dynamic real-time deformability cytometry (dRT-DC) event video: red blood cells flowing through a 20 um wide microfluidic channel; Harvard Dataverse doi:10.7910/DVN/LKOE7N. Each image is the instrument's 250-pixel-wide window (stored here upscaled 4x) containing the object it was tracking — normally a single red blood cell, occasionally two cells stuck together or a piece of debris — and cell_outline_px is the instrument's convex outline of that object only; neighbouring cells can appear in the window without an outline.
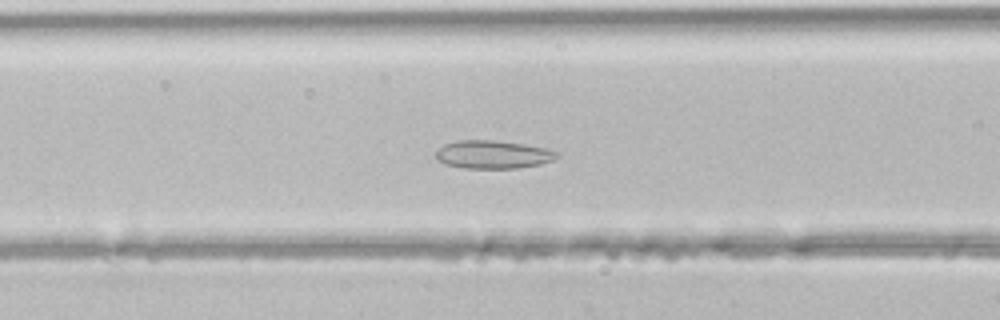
{"species": "common noctule bat (a hibernating species)", "species_latin": "Nyctalus noctula", "temperature_condition": "room temperature", "stored_images_in_passage": 46, "segment_of_instrument_passage": [1, 2], "camera_frame_rate_fps": 3000, "um_per_image_px": 0.085, "animal": {"sex": "male", "body_mass_g": 21.5, "forearm_length_mm": 52.0}, "frame": {"image": 1, "passage_image": 18, "time_ms": 5.667, "image_size_px": [1000, 320], "cell_outline_px": [[560, 156], [552, 160], [540, 164], [516, 168], [464, 168], [444, 164], [436, 160], [436, 152], [444, 144], [456, 140], [492, 140], [524, 144], [548, 148], [560, 152]], "centroid_in_image_um": [41.91, 13.13], "position_along_channel_um": 124.7, "area_um2": 20.0}}
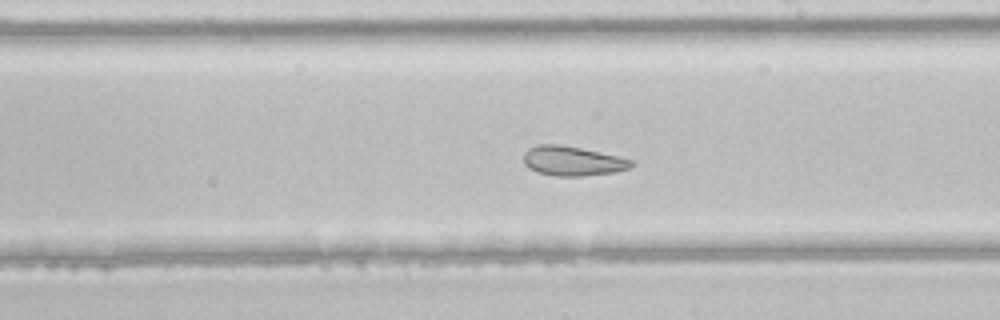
{"frame": {"image": 2, "passage_image": 26, "time_ms": 8.333, "image_size_px": [1000, 320], "cell_outline_px": [[636, 164], [632, 168], [616, 172], [584, 176], [552, 176], [536, 172], [528, 168], [524, 164], [524, 152], [528, 148], [540, 144], [560, 144], [600, 152], [632, 160]], "centroid_in_image_um": [48.67, 13.7], "position_along_channel_um": 240.3, "area_um2": 18.79}}
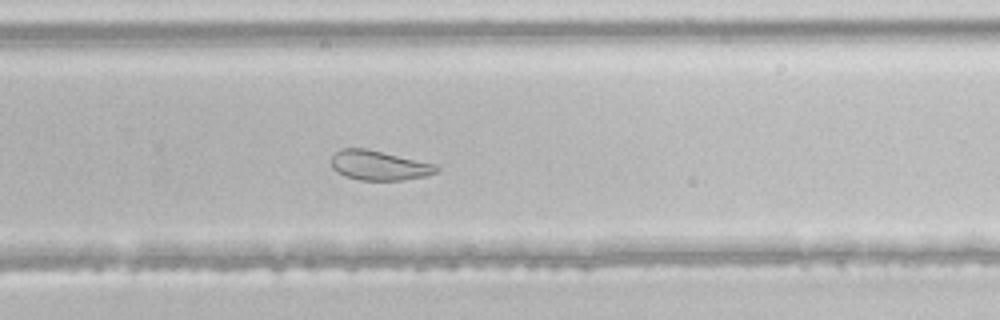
{"frame": {"image": 3, "passage_image": 30, "time_ms": 9.667, "image_size_px": [1000, 320], "cell_outline_px": [[440, 168], [436, 172], [428, 176], [404, 180], [360, 180], [344, 176], [336, 172], [332, 168], [332, 156], [340, 148], [368, 148], [436, 164]], "centroid_in_image_um": [32.23, 14.05], "position_along_channel_um": 297.6, "area_um2": 18.44}}